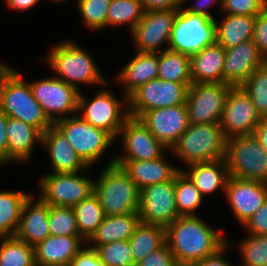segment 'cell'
Returning <instances> with one entry per match:
<instances>
[{"instance_id":"cell-1","label":"cell","mask_w":267,"mask_h":266,"mask_svg":"<svg viewBox=\"0 0 267 266\" xmlns=\"http://www.w3.org/2000/svg\"><path fill=\"white\" fill-rule=\"evenodd\" d=\"M197 216H179L166 227V243L180 266L206 258L228 241Z\"/></svg>"},{"instance_id":"cell-2","label":"cell","mask_w":267,"mask_h":266,"mask_svg":"<svg viewBox=\"0 0 267 266\" xmlns=\"http://www.w3.org/2000/svg\"><path fill=\"white\" fill-rule=\"evenodd\" d=\"M0 111L36 127L42 134L53 125L34 98L29 83L10 66L0 76Z\"/></svg>"},{"instance_id":"cell-3","label":"cell","mask_w":267,"mask_h":266,"mask_svg":"<svg viewBox=\"0 0 267 266\" xmlns=\"http://www.w3.org/2000/svg\"><path fill=\"white\" fill-rule=\"evenodd\" d=\"M93 193L106 216L139 212L140 190L114 157L94 181Z\"/></svg>"},{"instance_id":"cell-4","label":"cell","mask_w":267,"mask_h":266,"mask_svg":"<svg viewBox=\"0 0 267 266\" xmlns=\"http://www.w3.org/2000/svg\"><path fill=\"white\" fill-rule=\"evenodd\" d=\"M227 139L220 123L193 124L183 132L171 147L174 155L187 165L224 159Z\"/></svg>"},{"instance_id":"cell-5","label":"cell","mask_w":267,"mask_h":266,"mask_svg":"<svg viewBox=\"0 0 267 266\" xmlns=\"http://www.w3.org/2000/svg\"><path fill=\"white\" fill-rule=\"evenodd\" d=\"M50 51L45 58L46 62L58 74L56 77L58 76L57 78L68 85L79 90L78 83L107 84L95 65V61L76 43L69 40L60 42Z\"/></svg>"},{"instance_id":"cell-6","label":"cell","mask_w":267,"mask_h":266,"mask_svg":"<svg viewBox=\"0 0 267 266\" xmlns=\"http://www.w3.org/2000/svg\"><path fill=\"white\" fill-rule=\"evenodd\" d=\"M229 176L267 183V153L254 134L227 139Z\"/></svg>"},{"instance_id":"cell-7","label":"cell","mask_w":267,"mask_h":266,"mask_svg":"<svg viewBox=\"0 0 267 266\" xmlns=\"http://www.w3.org/2000/svg\"><path fill=\"white\" fill-rule=\"evenodd\" d=\"M216 19L190 13L182 7L175 16L167 49L187 55L216 43Z\"/></svg>"},{"instance_id":"cell-8","label":"cell","mask_w":267,"mask_h":266,"mask_svg":"<svg viewBox=\"0 0 267 266\" xmlns=\"http://www.w3.org/2000/svg\"><path fill=\"white\" fill-rule=\"evenodd\" d=\"M69 144L90 167L115 140L108 132L87 123L80 116H68L54 123Z\"/></svg>"},{"instance_id":"cell-9","label":"cell","mask_w":267,"mask_h":266,"mask_svg":"<svg viewBox=\"0 0 267 266\" xmlns=\"http://www.w3.org/2000/svg\"><path fill=\"white\" fill-rule=\"evenodd\" d=\"M29 85L34 98L52 124L65 119L68 114L73 116L78 113L80 90L65 81L54 76L30 82Z\"/></svg>"},{"instance_id":"cell-10","label":"cell","mask_w":267,"mask_h":266,"mask_svg":"<svg viewBox=\"0 0 267 266\" xmlns=\"http://www.w3.org/2000/svg\"><path fill=\"white\" fill-rule=\"evenodd\" d=\"M189 85L153 79L128 97L130 116L139 118L145 111L186 104Z\"/></svg>"},{"instance_id":"cell-11","label":"cell","mask_w":267,"mask_h":266,"mask_svg":"<svg viewBox=\"0 0 267 266\" xmlns=\"http://www.w3.org/2000/svg\"><path fill=\"white\" fill-rule=\"evenodd\" d=\"M124 102L117 100L111 91H99L91 100H87L80 91L77 112H82L80 117L87 123L108 132L115 139L130 117L128 108H125V112L121 111L124 104H129L128 99Z\"/></svg>"},{"instance_id":"cell-12","label":"cell","mask_w":267,"mask_h":266,"mask_svg":"<svg viewBox=\"0 0 267 266\" xmlns=\"http://www.w3.org/2000/svg\"><path fill=\"white\" fill-rule=\"evenodd\" d=\"M232 87L228 83H192L186 99L189 122L220 123L227 95Z\"/></svg>"},{"instance_id":"cell-13","label":"cell","mask_w":267,"mask_h":266,"mask_svg":"<svg viewBox=\"0 0 267 266\" xmlns=\"http://www.w3.org/2000/svg\"><path fill=\"white\" fill-rule=\"evenodd\" d=\"M76 173H51L40 182V199L49 206L73 207L93 194L92 179Z\"/></svg>"},{"instance_id":"cell-14","label":"cell","mask_w":267,"mask_h":266,"mask_svg":"<svg viewBox=\"0 0 267 266\" xmlns=\"http://www.w3.org/2000/svg\"><path fill=\"white\" fill-rule=\"evenodd\" d=\"M261 118L246 91L241 86H233L220 120L226 139L254 134Z\"/></svg>"},{"instance_id":"cell-15","label":"cell","mask_w":267,"mask_h":266,"mask_svg":"<svg viewBox=\"0 0 267 266\" xmlns=\"http://www.w3.org/2000/svg\"><path fill=\"white\" fill-rule=\"evenodd\" d=\"M139 217L144 224L163 227H167L179 217L175 198V178L140 190Z\"/></svg>"},{"instance_id":"cell-16","label":"cell","mask_w":267,"mask_h":266,"mask_svg":"<svg viewBox=\"0 0 267 266\" xmlns=\"http://www.w3.org/2000/svg\"><path fill=\"white\" fill-rule=\"evenodd\" d=\"M179 9L145 12L131 32L137 52L159 53L164 42L169 44L174 19Z\"/></svg>"},{"instance_id":"cell-17","label":"cell","mask_w":267,"mask_h":266,"mask_svg":"<svg viewBox=\"0 0 267 266\" xmlns=\"http://www.w3.org/2000/svg\"><path fill=\"white\" fill-rule=\"evenodd\" d=\"M139 119L169 150L190 125L186 104L145 111Z\"/></svg>"},{"instance_id":"cell-18","label":"cell","mask_w":267,"mask_h":266,"mask_svg":"<svg viewBox=\"0 0 267 266\" xmlns=\"http://www.w3.org/2000/svg\"><path fill=\"white\" fill-rule=\"evenodd\" d=\"M122 135L124 155L116 156L114 160H155L163 156L166 148L139 118L130 116L118 135Z\"/></svg>"},{"instance_id":"cell-19","label":"cell","mask_w":267,"mask_h":266,"mask_svg":"<svg viewBox=\"0 0 267 266\" xmlns=\"http://www.w3.org/2000/svg\"><path fill=\"white\" fill-rule=\"evenodd\" d=\"M234 216L245 225L258 208L267 201V183L229 176L224 191Z\"/></svg>"},{"instance_id":"cell-20","label":"cell","mask_w":267,"mask_h":266,"mask_svg":"<svg viewBox=\"0 0 267 266\" xmlns=\"http://www.w3.org/2000/svg\"><path fill=\"white\" fill-rule=\"evenodd\" d=\"M266 63L253 40L225 49L223 83L240 86L255 69Z\"/></svg>"},{"instance_id":"cell-21","label":"cell","mask_w":267,"mask_h":266,"mask_svg":"<svg viewBox=\"0 0 267 266\" xmlns=\"http://www.w3.org/2000/svg\"><path fill=\"white\" fill-rule=\"evenodd\" d=\"M33 199L31 194L23 204L20 223L15 236L35 247L50 236V206L40 198L36 199L37 202L35 203Z\"/></svg>"},{"instance_id":"cell-22","label":"cell","mask_w":267,"mask_h":266,"mask_svg":"<svg viewBox=\"0 0 267 266\" xmlns=\"http://www.w3.org/2000/svg\"><path fill=\"white\" fill-rule=\"evenodd\" d=\"M41 144L49 151L54 173H76L89 168L54 124L42 134Z\"/></svg>"},{"instance_id":"cell-23","label":"cell","mask_w":267,"mask_h":266,"mask_svg":"<svg viewBox=\"0 0 267 266\" xmlns=\"http://www.w3.org/2000/svg\"><path fill=\"white\" fill-rule=\"evenodd\" d=\"M164 155L155 160H114L123 167L139 190L146 186L171 181L182 170L165 161Z\"/></svg>"},{"instance_id":"cell-24","label":"cell","mask_w":267,"mask_h":266,"mask_svg":"<svg viewBox=\"0 0 267 266\" xmlns=\"http://www.w3.org/2000/svg\"><path fill=\"white\" fill-rule=\"evenodd\" d=\"M82 244L86 241L81 236L50 235L34 247L35 265L69 266Z\"/></svg>"},{"instance_id":"cell-25","label":"cell","mask_w":267,"mask_h":266,"mask_svg":"<svg viewBox=\"0 0 267 266\" xmlns=\"http://www.w3.org/2000/svg\"><path fill=\"white\" fill-rule=\"evenodd\" d=\"M225 48L215 43L190 56L192 83H223Z\"/></svg>"},{"instance_id":"cell-26","label":"cell","mask_w":267,"mask_h":266,"mask_svg":"<svg viewBox=\"0 0 267 266\" xmlns=\"http://www.w3.org/2000/svg\"><path fill=\"white\" fill-rule=\"evenodd\" d=\"M158 75V53L137 52V55L128 62L117 78L124 85L126 99L140 86Z\"/></svg>"},{"instance_id":"cell-27","label":"cell","mask_w":267,"mask_h":266,"mask_svg":"<svg viewBox=\"0 0 267 266\" xmlns=\"http://www.w3.org/2000/svg\"><path fill=\"white\" fill-rule=\"evenodd\" d=\"M8 163L28 160L35 142H42V133L19 119L7 117Z\"/></svg>"},{"instance_id":"cell-28","label":"cell","mask_w":267,"mask_h":266,"mask_svg":"<svg viewBox=\"0 0 267 266\" xmlns=\"http://www.w3.org/2000/svg\"><path fill=\"white\" fill-rule=\"evenodd\" d=\"M189 166V171L182 170L188 178L200 190L204 197L214 193L216 190L225 191L226 183L229 178L225 159L212 162L193 163Z\"/></svg>"},{"instance_id":"cell-29","label":"cell","mask_w":267,"mask_h":266,"mask_svg":"<svg viewBox=\"0 0 267 266\" xmlns=\"http://www.w3.org/2000/svg\"><path fill=\"white\" fill-rule=\"evenodd\" d=\"M139 212L105 216L92 237L86 242L93 246L129 240L140 224Z\"/></svg>"},{"instance_id":"cell-30","label":"cell","mask_w":267,"mask_h":266,"mask_svg":"<svg viewBox=\"0 0 267 266\" xmlns=\"http://www.w3.org/2000/svg\"><path fill=\"white\" fill-rule=\"evenodd\" d=\"M221 24L216 21V43L229 49L253 39L256 15L226 14Z\"/></svg>"},{"instance_id":"cell-31","label":"cell","mask_w":267,"mask_h":266,"mask_svg":"<svg viewBox=\"0 0 267 266\" xmlns=\"http://www.w3.org/2000/svg\"><path fill=\"white\" fill-rule=\"evenodd\" d=\"M166 243V227L140 224L129 239L130 249L135 264L156 251Z\"/></svg>"},{"instance_id":"cell-32","label":"cell","mask_w":267,"mask_h":266,"mask_svg":"<svg viewBox=\"0 0 267 266\" xmlns=\"http://www.w3.org/2000/svg\"><path fill=\"white\" fill-rule=\"evenodd\" d=\"M158 79L192 84L190 74V55L165 49L158 53Z\"/></svg>"},{"instance_id":"cell-33","label":"cell","mask_w":267,"mask_h":266,"mask_svg":"<svg viewBox=\"0 0 267 266\" xmlns=\"http://www.w3.org/2000/svg\"><path fill=\"white\" fill-rule=\"evenodd\" d=\"M30 195L18 191L0 192V237L15 236L23 204Z\"/></svg>"},{"instance_id":"cell-34","label":"cell","mask_w":267,"mask_h":266,"mask_svg":"<svg viewBox=\"0 0 267 266\" xmlns=\"http://www.w3.org/2000/svg\"><path fill=\"white\" fill-rule=\"evenodd\" d=\"M73 209L79 234L87 242L105 218L104 210L94 193L74 205Z\"/></svg>"},{"instance_id":"cell-35","label":"cell","mask_w":267,"mask_h":266,"mask_svg":"<svg viewBox=\"0 0 267 266\" xmlns=\"http://www.w3.org/2000/svg\"><path fill=\"white\" fill-rule=\"evenodd\" d=\"M1 239L0 266H35L34 246L16 236Z\"/></svg>"},{"instance_id":"cell-36","label":"cell","mask_w":267,"mask_h":266,"mask_svg":"<svg viewBox=\"0 0 267 266\" xmlns=\"http://www.w3.org/2000/svg\"><path fill=\"white\" fill-rule=\"evenodd\" d=\"M175 198L178 216H195L203 201L200 190L182 170L175 176Z\"/></svg>"},{"instance_id":"cell-37","label":"cell","mask_w":267,"mask_h":266,"mask_svg":"<svg viewBox=\"0 0 267 266\" xmlns=\"http://www.w3.org/2000/svg\"><path fill=\"white\" fill-rule=\"evenodd\" d=\"M145 11L141 0H111L107 13V26L129 25V31L140 22Z\"/></svg>"},{"instance_id":"cell-38","label":"cell","mask_w":267,"mask_h":266,"mask_svg":"<svg viewBox=\"0 0 267 266\" xmlns=\"http://www.w3.org/2000/svg\"><path fill=\"white\" fill-rule=\"evenodd\" d=\"M240 86L251 97L257 112L263 117L267 112V63L255 69Z\"/></svg>"},{"instance_id":"cell-39","label":"cell","mask_w":267,"mask_h":266,"mask_svg":"<svg viewBox=\"0 0 267 266\" xmlns=\"http://www.w3.org/2000/svg\"><path fill=\"white\" fill-rule=\"evenodd\" d=\"M49 231L52 236H80L73 207L50 206Z\"/></svg>"},{"instance_id":"cell-40","label":"cell","mask_w":267,"mask_h":266,"mask_svg":"<svg viewBox=\"0 0 267 266\" xmlns=\"http://www.w3.org/2000/svg\"><path fill=\"white\" fill-rule=\"evenodd\" d=\"M94 248L99 259L106 266H135L132 257L129 240L115 241L99 246H89Z\"/></svg>"},{"instance_id":"cell-41","label":"cell","mask_w":267,"mask_h":266,"mask_svg":"<svg viewBox=\"0 0 267 266\" xmlns=\"http://www.w3.org/2000/svg\"><path fill=\"white\" fill-rule=\"evenodd\" d=\"M111 0H78L77 6L84 24L92 30L107 26V13Z\"/></svg>"},{"instance_id":"cell-42","label":"cell","mask_w":267,"mask_h":266,"mask_svg":"<svg viewBox=\"0 0 267 266\" xmlns=\"http://www.w3.org/2000/svg\"><path fill=\"white\" fill-rule=\"evenodd\" d=\"M238 248L243 266H267V235L249 234Z\"/></svg>"},{"instance_id":"cell-43","label":"cell","mask_w":267,"mask_h":266,"mask_svg":"<svg viewBox=\"0 0 267 266\" xmlns=\"http://www.w3.org/2000/svg\"><path fill=\"white\" fill-rule=\"evenodd\" d=\"M223 11L234 15H258L266 9V0H221Z\"/></svg>"},{"instance_id":"cell-44","label":"cell","mask_w":267,"mask_h":266,"mask_svg":"<svg viewBox=\"0 0 267 266\" xmlns=\"http://www.w3.org/2000/svg\"><path fill=\"white\" fill-rule=\"evenodd\" d=\"M138 266H180L167 243L137 263Z\"/></svg>"},{"instance_id":"cell-45","label":"cell","mask_w":267,"mask_h":266,"mask_svg":"<svg viewBox=\"0 0 267 266\" xmlns=\"http://www.w3.org/2000/svg\"><path fill=\"white\" fill-rule=\"evenodd\" d=\"M252 40L267 60V9L256 15Z\"/></svg>"},{"instance_id":"cell-46","label":"cell","mask_w":267,"mask_h":266,"mask_svg":"<svg viewBox=\"0 0 267 266\" xmlns=\"http://www.w3.org/2000/svg\"><path fill=\"white\" fill-rule=\"evenodd\" d=\"M244 226L247 227L249 234L267 235V201L258 208Z\"/></svg>"},{"instance_id":"cell-47","label":"cell","mask_w":267,"mask_h":266,"mask_svg":"<svg viewBox=\"0 0 267 266\" xmlns=\"http://www.w3.org/2000/svg\"><path fill=\"white\" fill-rule=\"evenodd\" d=\"M69 266H106L92 247H83L72 259Z\"/></svg>"},{"instance_id":"cell-48","label":"cell","mask_w":267,"mask_h":266,"mask_svg":"<svg viewBox=\"0 0 267 266\" xmlns=\"http://www.w3.org/2000/svg\"><path fill=\"white\" fill-rule=\"evenodd\" d=\"M145 12L180 9L184 0H141Z\"/></svg>"},{"instance_id":"cell-49","label":"cell","mask_w":267,"mask_h":266,"mask_svg":"<svg viewBox=\"0 0 267 266\" xmlns=\"http://www.w3.org/2000/svg\"><path fill=\"white\" fill-rule=\"evenodd\" d=\"M230 243H226L221 249H219L216 253L201 259L200 261H196L188 266H232L228 261L223 258V254L229 247Z\"/></svg>"},{"instance_id":"cell-50","label":"cell","mask_w":267,"mask_h":266,"mask_svg":"<svg viewBox=\"0 0 267 266\" xmlns=\"http://www.w3.org/2000/svg\"><path fill=\"white\" fill-rule=\"evenodd\" d=\"M7 115L0 111V165L8 163Z\"/></svg>"},{"instance_id":"cell-51","label":"cell","mask_w":267,"mask_h":266,"mask_svg":"<svg viewBox=\"0 0 267 266\" xmlns=\"http://www.w3.org/2000/svg\"><path fill=\"white\" fill-rule=\"evenodd\" d=\"M185 1L186 0H184V2ZM198 1H200V2H196L198 3V5L195 3L190 8H186L185 10H187L190 13L199 14V15H203L205 17L211 18V19H215L213 15L206 10V8H209L213 4L218 3V2H219V5H221V0L219 1L218 0H198Z\"/></svg>"},{"instance_id":"cell-52","label":"cell","mask_w":267,"mask_h":266,"mask_svg":"<svg viewBox=\"0 0 267 266\" xmlns=\"http://www.w3.org/2000/svg\"><path fill=\"white\" fill-rule=\"evenodd\" d=\"M254 135L267 153V120L263 117L255 129Z\"/></svg>"},{"instance_id":"cell-53","label":"cell","mask_w":267,"mask_h":266,"mask_svg":"<svg viewBox=\"0 0 267 266\" xmlns=\"http://www.w3.org/2000/svg\"><path fill=\"white\" fill-rule=\"evenodd\" d=\"M39 0H6V5L14 10L23 12L34 7Z\"/></svg>"},{"instance_id":"cell-54","label":"cell","mask_w":267,"mask_h":266,"mask_svg":"<svg viewBox=\"0 0 267 266\" xmlns=\"http://www.w3.org/2000/svg\"><path fill=\"white\" fill-rule=\"evenodd\" d=\"M8 67V65L6 64H1L0 65V76H1V73Z\"/></svg>"},{"instance_id":"cell-55","label":"cell","mask_w":267,"mask_h":266,"mask_svg":"<svg viewBox=\"0 0 267 266\" xmlns=\"http://www.w3.org/2000/svg\"><path fill=\"white\" fill-rule=\"evenodd\" d=\"M35 266H62V265H35Z\"/></svg>"},{"instance_id":"cell-56","label":"cell","mask_w":267,"mask_h":266,"mask_svg":"<svg viewBox=\"0 0 267 266\" xmlns=\"http://www.w3.org/2000/svg\"><path fill=\"white\" fill-rule=\"evenodd\" d=\"M53 2L57 1V2H61V1H65V0H51Z\"/></svg>"},{"instance_id":"cell-57","label":"cell","mask_w":267,"mask_h":266,"mask_svg":"<svg viewBox=\"0 0 267 266\" xmlns=\"http://www.w3.org/2000/svg\"><path fill=\"white\" fill-rule=\"evenodd\" d=\"M263 118L267 120V112L265 113V115L263 116Z\"/></svg>"}]
</instances>
